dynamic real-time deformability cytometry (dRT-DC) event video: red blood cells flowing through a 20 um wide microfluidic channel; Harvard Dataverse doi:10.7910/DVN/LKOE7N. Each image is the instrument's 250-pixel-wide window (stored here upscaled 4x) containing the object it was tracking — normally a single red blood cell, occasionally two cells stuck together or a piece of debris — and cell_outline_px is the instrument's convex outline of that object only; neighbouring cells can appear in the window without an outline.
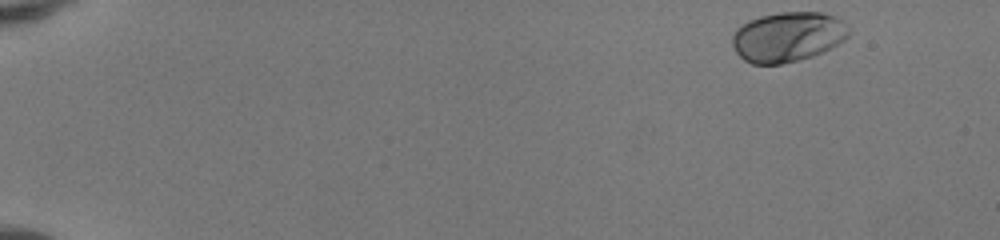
{"species": "human", "species_latin": "Homo sapiens", "temperature_condition": "room temperature", "stored_images_in_passage": 47, "camera_frame_rate_fps": 3000, "um_per_image_px": 0.085, "donor": {"sex": "female"}, "frame": {"image": 1, "passage_image": 1, "time_ms": 0.0, "image_size_px": [1000, 240], "cell_outline_px": [[848, 36], [844, 40], [812, 56], [800, 60], [780, 64], [752, 64], [744, 60], [736, 52], [732, 44], [732, 36], [736, 28], [748, 20], [760, 16], [780, 12], [820, 12], [836, 16], [840, 20], [848, 32]], "centroid_in_image_um": [66.9, 3.13], "position_along_channel_um": 18.1, "area_um2": 33.64}}
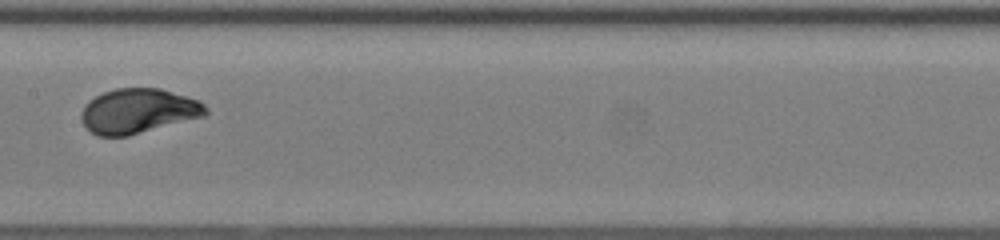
{"frame": {"image": 2, "passage_image": 25, "time_ms": 8.0, "image_size_px": [1000, 240], "cell_outline_px": [[208, 112], [204, 116], [128, 136], [96, 136], [80, 120], [80, 112], [84, 104], [88, 100], [104, 92], [116, 88], [160, 88], [200, 100], [208, 108]], "centroid_in_image_um": [11.73, 9.43], "position_along_channel_um": 195.7, "area_um2": 32.6}}
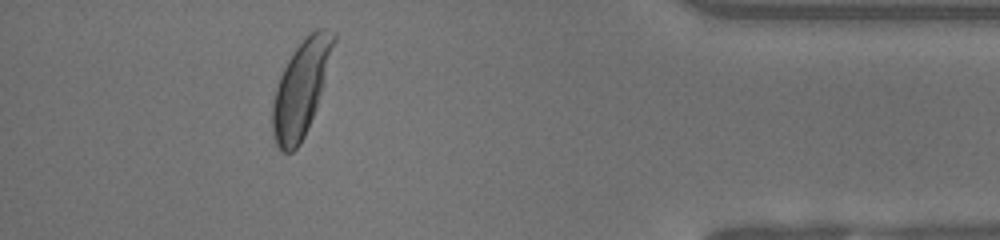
{"frame": {"image": 3, "passage_image": 43, "time_ms": 14.0, "image_size_px": [1000, 240], "cell_outline_px": [[336, 40], [316, 108], [304, 136], [300, 144], [292, 152], [284, 152], [276, 144], [272, 136], [272, 100], [280, 76], [292, 52], [316, 28], [324, 28], [336, 32]], "centroid_in_image_um": [25.58, 7.53], "position_along_channel_um": 409.6, "area_um2": 33.47}, "authors_computed_cell_mechanics": {"area_um2": 32.1946, "velocity_mm_per_s": 4.1491, "shape_relaxation_time_tau1_ms": 2.1907, "shape_relaxation_time_tau2_ms": null, "deformation_change_tau1": 0.1325, "deformation_change_tau2": null}}